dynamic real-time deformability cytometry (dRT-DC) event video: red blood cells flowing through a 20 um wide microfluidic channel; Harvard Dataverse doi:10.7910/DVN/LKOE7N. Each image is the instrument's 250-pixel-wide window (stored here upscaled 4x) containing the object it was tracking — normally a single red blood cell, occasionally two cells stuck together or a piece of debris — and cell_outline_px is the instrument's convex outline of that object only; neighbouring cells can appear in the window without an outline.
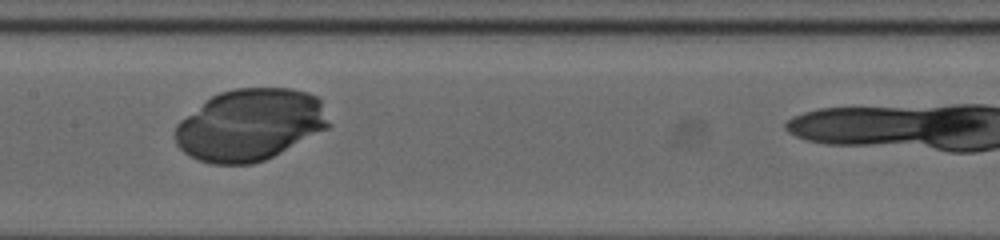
{"species": "human", "species_latin": "Homo sapiens", "temperature_condition": "cold", "stored_images_in_passage": 38, "camera_frame_rate_fps": 3000, "um_per_image_px": 0.085, "donor": {"sex": "female"}, "frame": {"image": 1, "passage_image": 22, "time_ms": 7.0, "image_size_px": [1000, 240], "cell_outline_px": [[332, 124], [328, 128], [264, 160], [252, 164], [212, 164], [200, 160], [184, 152], [176, 144], [176, 124], [180, 120], [212, 96], [220, 92], [236, 88], [292, 88], [308, 92], [316, 96], [320, 100]], "centroid_in_image_um": [21.27, 10.6], "position_along_channel_um": 186.1, "area_um2": 63.98}}
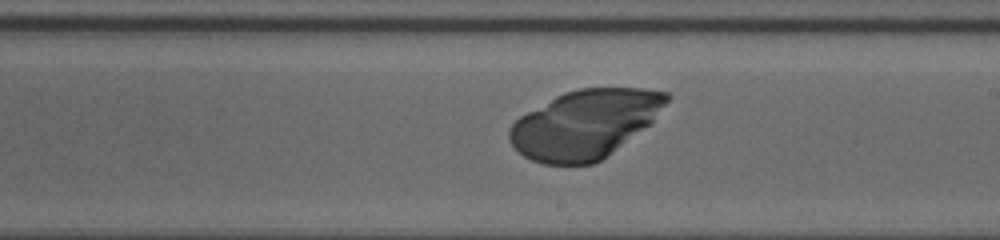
{"frame": {"image": 2, "passage_image": 26, "time_ms": 8.333, "image_size_px": [1000, 240], "cell_outline_px": [[672, 96], [652, 124], [600, 160], [592, 164], [544, 164], [532, 160], [524, 156], [508, 140], [508, 128], [520, 116], [556, 96], [564, 92], [580, 88], [644, 88], [668, 92]], "centroid_in_image_um": [49.75, 10.54], "position_along_channel_um": 239.2, "area_um2": 62.77}}
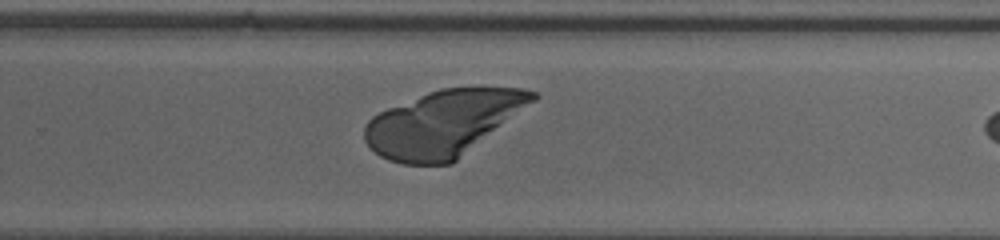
{"frame": {"image": 3, "passage_image": 30, "time_ms": 9.667, "image_size_px": [1000, 240], "cell_outline_px": [[540, 96], [536, 100], [452, 164], [400, 164], [388, 160], [380, 156], [364, 140], [364, 128], [368, 120], [372, 116], [388, 108], [428, 92], [440, 88], [524, 88], [536, 92]], "centroid_in_image_um": [37.68, 10.49], "position_along_channel_um": 292.1, "area_um2": 64.27}}